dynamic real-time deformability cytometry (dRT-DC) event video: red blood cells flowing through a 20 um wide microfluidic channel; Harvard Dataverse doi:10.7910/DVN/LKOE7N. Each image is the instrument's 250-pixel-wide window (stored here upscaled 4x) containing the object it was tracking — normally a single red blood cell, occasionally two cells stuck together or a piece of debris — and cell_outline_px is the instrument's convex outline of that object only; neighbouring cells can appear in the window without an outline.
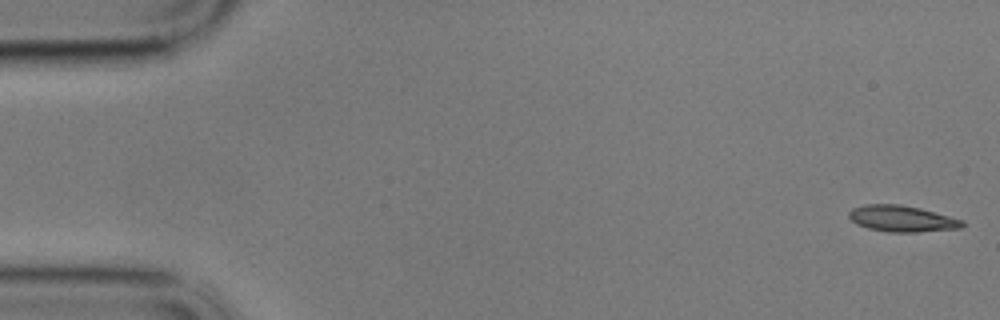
{"species": "common noctule bat (a hibernating species)", "species_latin": "Nyctalus noctula", "temperature_condition": "cold", "stored_images_in_passage": 57, "camera_frame_rate_fps": 3000, "um_per_image_px": 0.085, "animal": {"sex": "male", "body_mass_g": 17.9}, "frame": {"image": 1, "passage_image": 1, "time_ms": 0.0, "image_size_px": [1000, 320], "cell_outline_px": [[964, 224], [960, 228], [916, 232], [888, 232], [868, 228], [856, 224], [848, 216], [848, 212], [852, 208], [864, 204], [900, 204], [920, 208], [964, 220]], "centroid_in_image_um": [76.63, 18.58], "position_along_channel_um": 8.4, "area_um2": 17.34}}
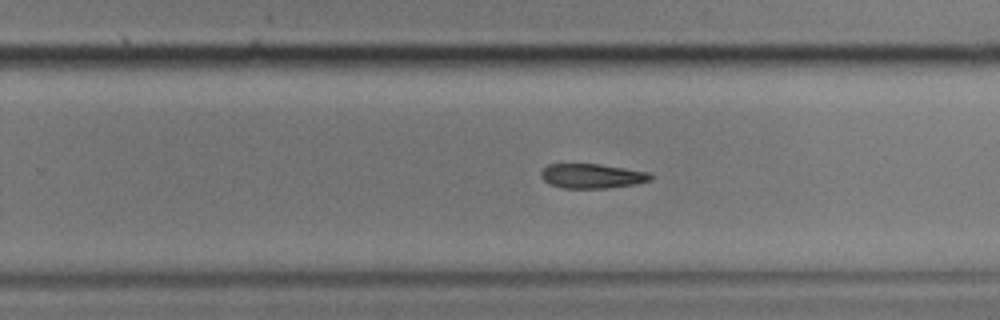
{"frame": {"image": 2, "passage_image": 36, "time_ms": 11.667, "image_size_px": [1000, 320], "cell_outline_px": [[656, 176], [652, 180], [636, 184], [608, 188], [560, 188], [548, 184], [540, 176], [540, 172], [548, 164], [600, 164], [652, 172]], "centroid_in_image_um": [50.38, 14.96], "position_along_channel_um": 279.4, "area_um2": 16.07}}
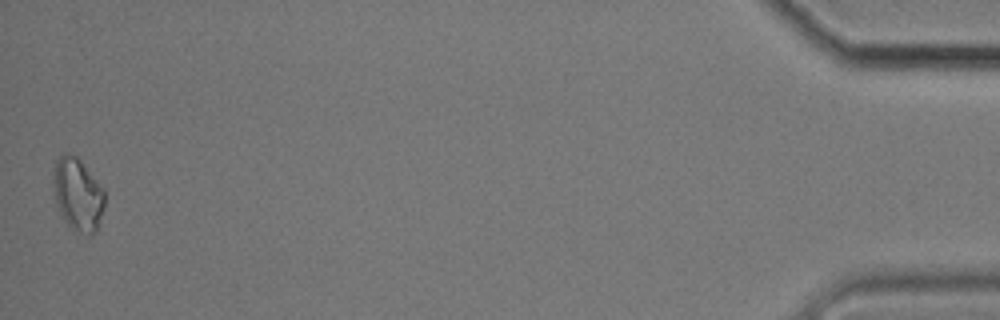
{"frame": {"image": 3, "passage_image": 57, "time_ms": 18.667, "image_size_px": [1000, 320], "cell_outline_px": [[104, 208], [96, 232], [92, 236], [88, 236], [72, 232], [64, 220], [56, 204], [52, 172], [56, 160], [64, 152], [68, 152], [80, 156], [104, 188]], "centroid_in_image_um": [6.62, 16.51], "position_along_channel_um": 428.6, "area_um2": 22.72}}